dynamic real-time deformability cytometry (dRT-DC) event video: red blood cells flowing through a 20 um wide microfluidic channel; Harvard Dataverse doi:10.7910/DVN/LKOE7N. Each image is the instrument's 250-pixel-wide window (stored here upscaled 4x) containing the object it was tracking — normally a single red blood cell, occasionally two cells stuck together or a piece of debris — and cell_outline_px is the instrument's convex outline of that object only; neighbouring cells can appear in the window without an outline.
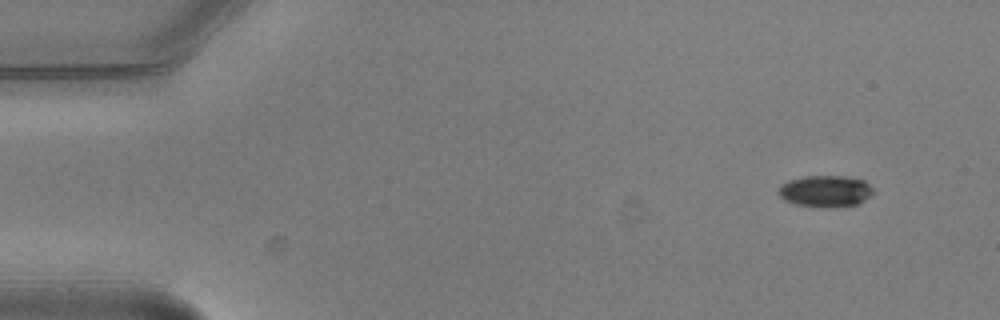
{"species": "common noctule bat (a hibernating species)", "species_latin": "Nyctalus noctula", "temperature_condition": "warm", "stored_images_in_passage": 8, "camera_frame_rate_fps": 3000, "um_per_image_px": 0.085, "animal": {"sex": "male", "body_mass_g": 20.5, "forearm_length_mm": 52.5}, "frame": {"image": 1, "passage_image": 1, "time_ms": 0.0, "image_size_px": [1000, 320], "cell_outline_px": [[876, 192], [872, 196], [856, 204], [836, 208], [828, 208], [796, 204], [784, 200], [776, 192], [776, 188], [780, 184], [788, 180], [804, 176], [844, 176], [864, 180]], "centroid_in_image_um": [70.14, 16.25], "position_along_channel_um": 14.9, "area_um2": 17.8}}
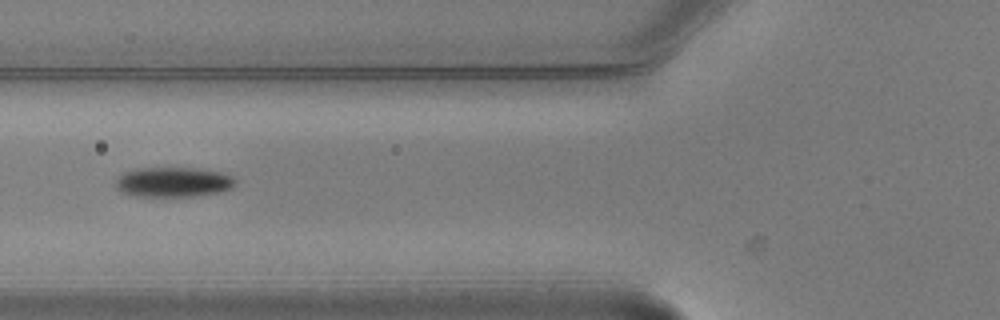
{"frame": {"image": 2, "passage_image": 6, "time_ms": 1.667, "image_size_px": [1000, 320], "cell_outline_px": [[236, 184], [232, 188], [220, 192], [196, 196], [136, 196], [124, 192], [116, 188], [116, 176], [124, 172], [136, 168], [196, 168], [224, 172], [232, 176], [236, 180]], "centroid_in_image_um": [14.76, 15.47], "position_along_channel_um": 111.0, "area_um2": 21.04}}
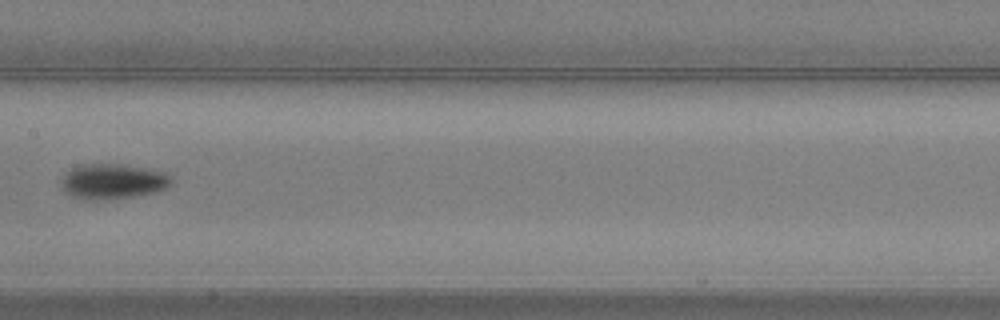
{"frame": {"image": 3, "passage_image": 8, "time_ms": 2.333, "image_size_px": [1000, 320], "cell_outline_px": [[172, 184], [168, 188], [156, 192], [132, 196], [100, 200], [84, 200], [72, 196], [64, 192], [64, 176], [72, 168], [80, 164], [120, 164], [148, 168], [164, 172], [172, 180]], "centroid_in_image_um": [9.63, 15.42], "position_along_channel_um": 197.8, "area_um2": 22.43}}